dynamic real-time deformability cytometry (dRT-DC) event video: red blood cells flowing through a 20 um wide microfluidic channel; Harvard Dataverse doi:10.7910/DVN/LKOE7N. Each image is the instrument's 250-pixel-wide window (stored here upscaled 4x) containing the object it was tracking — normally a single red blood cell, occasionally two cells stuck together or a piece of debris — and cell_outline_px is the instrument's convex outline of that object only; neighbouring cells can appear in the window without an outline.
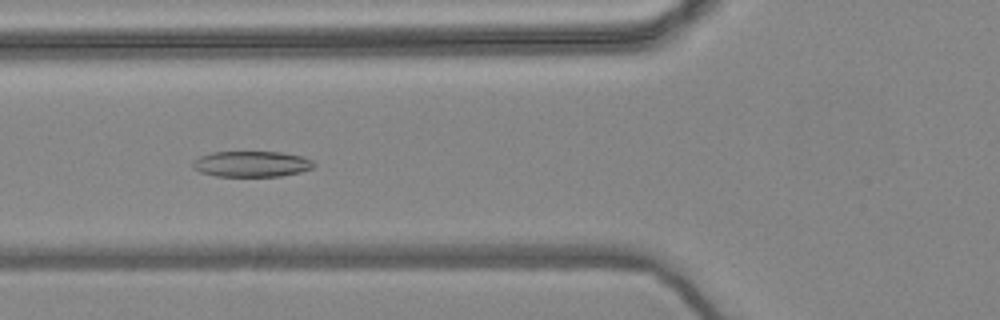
{"species": "common noctule bat (a hibernating species)", "species_latin": "Nyctalus noctula", "temperature_condition": "warm", "stored_images_in_passage": 55, "camera_frame_rate_fps": 3000, "um_per_image_px": 0.085, "animal": {"sex": "female", "body_mass_g": 24.6, "forearm_length_mm": 56.2}, "frame": {"image": 1, "passage_image": 20, "time_ms": 6.333, "image_size_px": [1000, 320], "cell_outline_px": [[316, 164], [312, 168], [300, 172], [280, 176], [216, 176], [200, 172], [192, 168], [192, 164], [200, 156], [212, 152], [280, 152], [304, 156], [312, 160]], "centroid_in_image_um": [21.4, 13.93], "position_along_channel_um": 104.4, "area_um2": 18.21}}
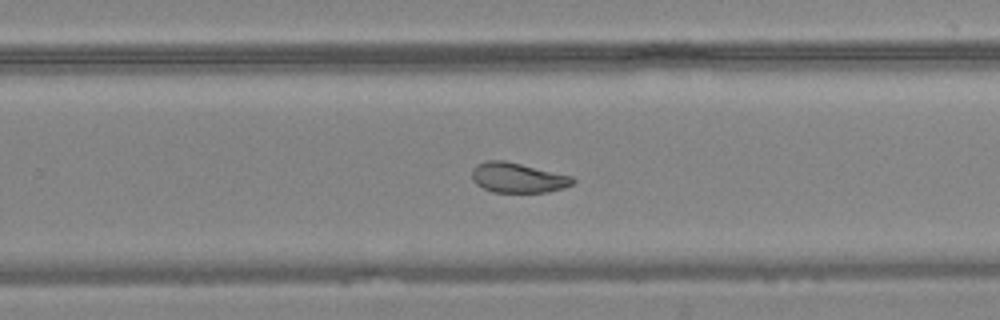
{"frame": {"image": 2, "passage_image": 35, "time_ms": 11.333, "image_size_px": [1000, 320], "cell_outline_px": [[576, 180], [572, 184], [564, 188], [548, 192], [492, 192], [476, 184], [472, 180], [472, 168], [476, 164], [484, 160], [504, 160], [572, 176]], "centroid_in_image_um": [43.99, 15.1], "position_along_channel_um": 285.8, "area_um2": 17.69}}
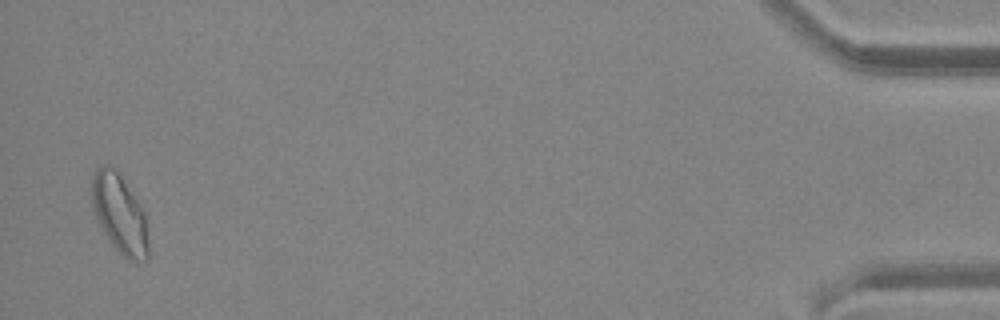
{"frame": {"image": 3, "passage_image": 54, "time_ms": 17.667, "image_size_px": [1000, 320], "cell_outline_px": [[148, 260], [128, 260], [108, 240], [92, 208], [88, 188], [92, 176], [96, 168], [100, 164], [108, 164], [116, 168], [120, 172], [140, 204], [144, 212], [148, 240]], "centroid_in_image_um": [10.12, 18.08], "position_along_channel_um": 425.1, "area_um2": 26.59}, "authors_computed_cell_mechanics": {"area_um2": 20.7502, "velocity_mm_per_s": 3.6301, "shape_relaxation_time_tau1_ms": null, "shape_relaxation_time_tau2_ms": 2.2298, "deformation_change_tau1": null, "deformation_change_tau2": 0.0798}}